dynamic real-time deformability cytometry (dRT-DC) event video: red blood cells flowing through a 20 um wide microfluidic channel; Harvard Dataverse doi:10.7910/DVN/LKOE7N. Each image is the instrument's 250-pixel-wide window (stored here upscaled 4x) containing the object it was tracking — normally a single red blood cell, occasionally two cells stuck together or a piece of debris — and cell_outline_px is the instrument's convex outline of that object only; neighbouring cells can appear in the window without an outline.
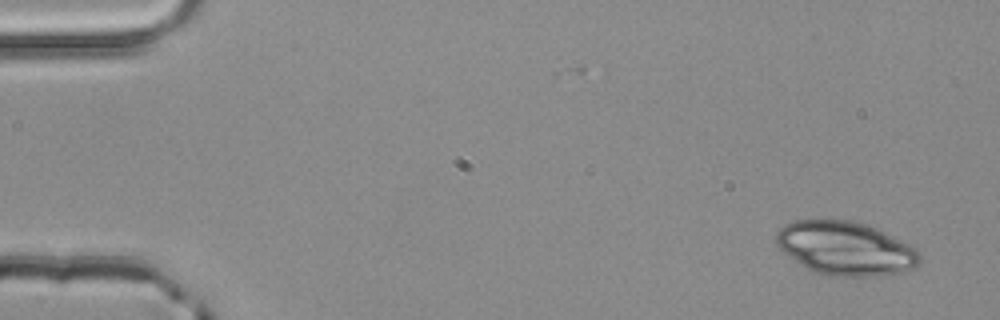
{"species": "common noctule bat (a hibernating species)", "species_latin": "Nyctalus noctula", "temperature_condition": "room temperature", "stored_images_in_passage": 2, "camera_frame_rate_fps": 3000, "um_per_image_px": 0.085, "animal": {"sex": "male", "body_mass_g": 20.4}, "frame": {"image": 1, "passage_image": 2, "time_ms": 0.333, "image_size_px": [1000, 320], "cell_outline_px": [[920, 260], [916, 268], [908, 272], [880, 276], [828, 276], [816, 272], [808, 268], [784, 252], [776, 244], [776, 232], [784, 224], [792, 220], [848, 220], [864, 224], [876, 228], [916, 248], [920, 252]], "centroid_in_image_um": [71.9, 21.12], "position_along_channel_um": 13.1, "area_um2": 44.85}}